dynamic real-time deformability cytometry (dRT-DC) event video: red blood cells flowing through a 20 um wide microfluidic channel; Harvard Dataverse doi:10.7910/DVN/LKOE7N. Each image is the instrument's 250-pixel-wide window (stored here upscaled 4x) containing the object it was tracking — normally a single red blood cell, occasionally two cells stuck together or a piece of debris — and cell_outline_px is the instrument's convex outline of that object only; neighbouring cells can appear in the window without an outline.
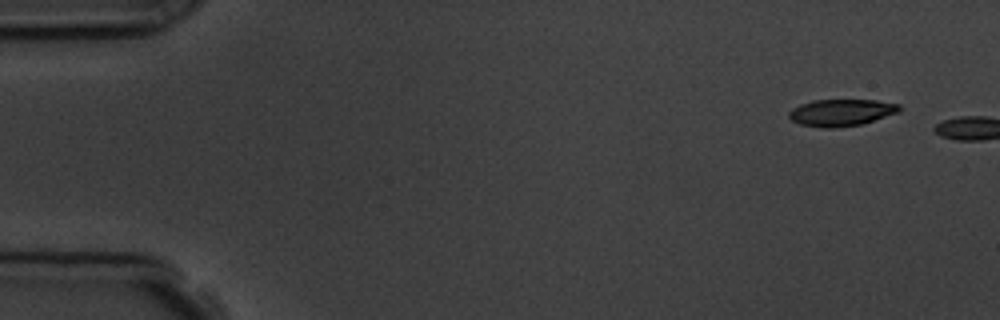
{"species": "common noctule bat (a hibernating species)", "species_latin": "Nyctalus noctula", "temperature_condition": "room temperature", "stored_images_in_passage": 2, "camera_frame_rate_fps": 3000, "um_per_image_px": 0.085, "animal": {"sex": "male", "body_mass_g": 19.5, "forearm_length_mm": 54.6}, "frame": {"image": 1, "passage_image": 1, "time_ms": 0.0, "image_size_px": [1000, 320], "cell_outline_px": [[900, 112], [860, 124], [832, 128], [820, 128], [800, 124], [792, 120], [788, 116], [788, 112], [792, 108], [800, 104], [812, 100], [876, 100], [900, 104]], "centroid_in_image_um": [71.48, 9.56], "position_along_channel_um": 13.5, "area_um2": 17.28}}